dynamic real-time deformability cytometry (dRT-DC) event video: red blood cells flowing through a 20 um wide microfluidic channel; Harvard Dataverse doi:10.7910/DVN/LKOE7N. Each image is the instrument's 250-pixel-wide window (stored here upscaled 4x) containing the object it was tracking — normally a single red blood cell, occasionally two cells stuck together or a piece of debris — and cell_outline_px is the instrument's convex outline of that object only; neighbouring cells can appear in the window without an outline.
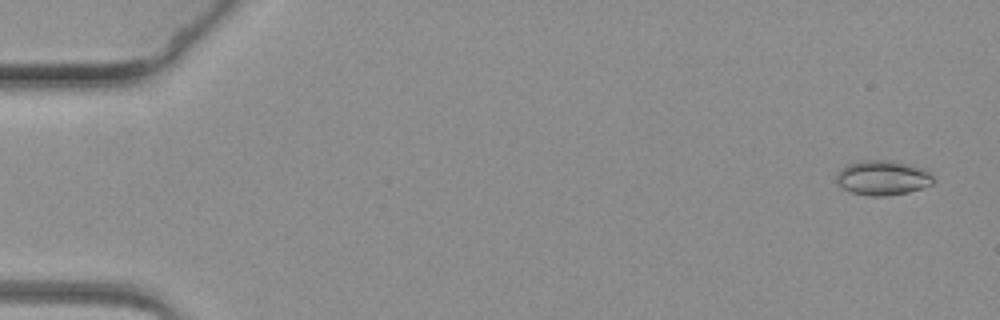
{"species": "common noctule bat (a hibernating species)", "species_latin": "Nyctalus noctula", "temperature_condition": "warm", "stored_images_in_passage": 17, "camera_frame_rate_fps": 3000, "um_per_image_px": 0.085, "animal": {"sex": "female", "body_mass_g": 19.3, "forearm_length_mm": 54.1}, "frame": {"image": 1, "passage_image": 3, "time_ms": 0.667, "image_size_px": [1000, 320], "cell_outline_px": [[936, 180], [932, 184], [908, 192], [884, 196], [872, 196], [852, 192], [836, 184], [836, 172], [840, 168], [848, 164], [860, 160], [888, 160], [912, 164], [924, 168], [932, 172]], "centroid_in_image_um": [75.05, 15.09], "position_along_channel_um": 10.0, "area_um2": 19.94}}